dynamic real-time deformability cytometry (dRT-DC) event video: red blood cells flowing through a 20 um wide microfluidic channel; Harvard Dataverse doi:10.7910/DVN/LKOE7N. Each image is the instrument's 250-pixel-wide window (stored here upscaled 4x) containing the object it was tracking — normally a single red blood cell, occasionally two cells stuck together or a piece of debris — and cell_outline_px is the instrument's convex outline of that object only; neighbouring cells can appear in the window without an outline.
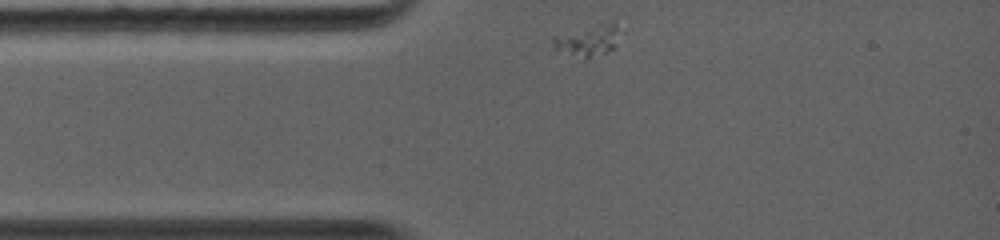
{"species": "common noctule bat (a hibernating species)", "species_latin": "Nyctalus noctula", "temperature_condition": "warm", "stored_images_in_passage": 21, "camera_frame_rate_fps": 5000, "um_per_image_px": 0.085, "animal": {"sex": "female", "body_mass_g": 19.0, "forearm_length_mm": 56.7}, "frame": {"image": 1, "passage_image": 1, "time_ms": 0.0, "image_size_px": [1000, 240], "cell_outline_px": [[616, 44], [608, 52], [588, 56], [584, 56], [556, 48], [552, 44], [552, 36], [616, 16]], "centroid_in_image_um": [50.03, 3.28], "position_along_channel_um": 35.0, "area_um2": 12.02}}
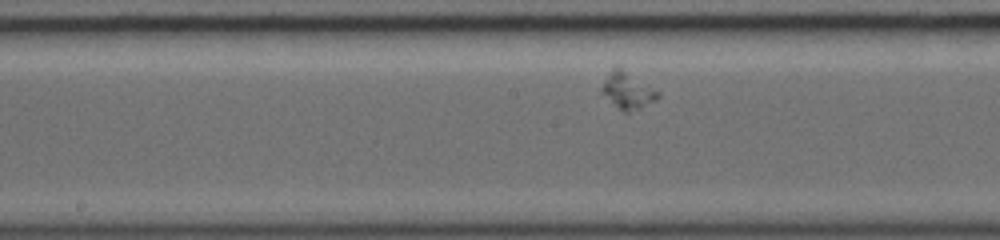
{"frame": {"image": 2, "passage_image": 10, "time_ms": 4.2, "image_size_px": [1000, 240], "cell_outline_px": [[660, 96], [656, 100], [628, 116], [600, 92], [600, 88], [612, 64], [620, 64], [660, 92]], "centroid_in_image_um": [53.34, 7.65], "position_along_channel_um": 194.9, "area_um2": 12.89}}
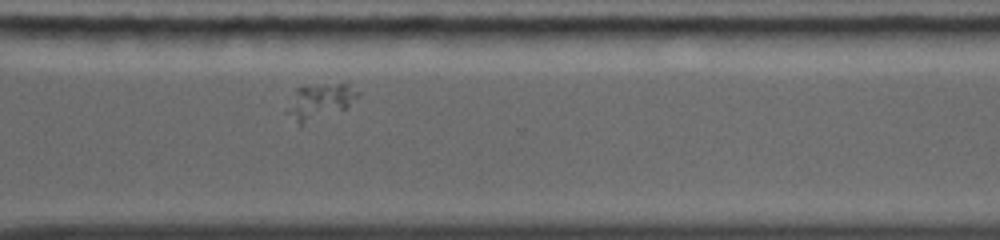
{"frame": {"image": 3, "passage_image": 18, "time_ms": 7.8, "image_size_px": [1000, 240], "cell_outline_px": [[360, 96], [344, 108], [300, 128], [296, 124], [288, 112], [288, 108], [296, 88], [304, 84], [348, 80], [360, 92]], "centroid_in_image_um": [27.25, 8.55], "position_along_channel_um": 343.3, "area_um2": 15.61}}